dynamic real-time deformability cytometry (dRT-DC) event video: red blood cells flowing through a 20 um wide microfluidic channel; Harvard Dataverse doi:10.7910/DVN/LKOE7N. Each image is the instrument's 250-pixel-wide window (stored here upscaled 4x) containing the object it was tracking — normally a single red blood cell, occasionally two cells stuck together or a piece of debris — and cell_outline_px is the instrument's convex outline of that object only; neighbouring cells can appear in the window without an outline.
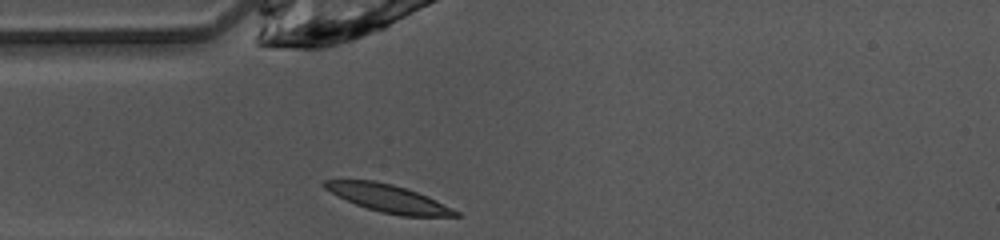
{"species": "common noctule bat (a hibernating species)", "species_latin": "Nyctalus noctula", "temperature_condition": "warm", "stored_images_in_passage": 30, "camera_frame_rate_fps": 3000, "um_per_image_px": 0.085, "animal": {"sex": "female", "body_mass_g": 10.0, "forearm_length_mm": 53.1}, "frame": {"image": 1, "passage_image": 1, "time_ms": 0.0, "image_size_px": [1000, 240], "cell_outline_px": [[460, 216], [400, 216], [380, 212], [356, 204], [324, 188], [320, 184], [324, 180], [376, 180], [392, 184], [428, 196], [460, 212]], "centroid_in_image_um": [33.02, 16.86], "position_along_channel_um": 52.0, "area_um2": 20.81}}
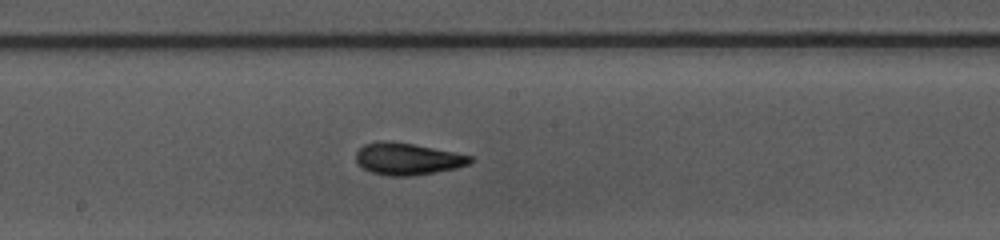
{"frame": {"image": 2, "passage_image": 13, "time_ms": 4.0, "image_size_px": [1000, 240], "cell_outline_px": [[472, 160], [468, 164], [456, 168], [436, 172], [412, 176], [388, 176], [372, 172], [356, 164], [356, 152], [364, 144], [392, 140], [472, 156]], "centroid_in_image_um": [34.6, 13.51], "position_along_channel_um": 213.6, "area_um2": 21.04}}
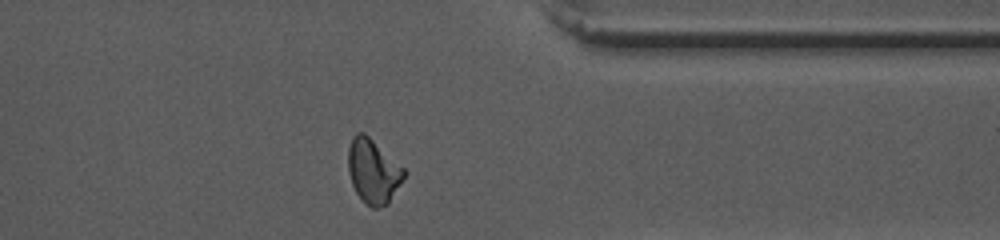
{"frame": {"image": 3, "passage_image": 26, "time_ms": 8.333, "image_size_px": [1000, 240], "cell_outline_px": [[404, 176], [388, 204], [376, 208], [372, 208], [360, 200], [352, 184], [348, 172], [348, 148], [352, 136], [356, 132], [364, 132], [404, 168]], "centroid_in_image_um": [31.68, 14.55], "position_along_channel_um": 379.7, "area_um2": 20.81}, "authors_computed_cell_mechanics": {"area_um2": 20.5479, "velocity_mm_per_s": 4.0917, "shape_relaxation_time_tau1_ms": 7.3303, "shape_relaxation_time_tau2_ms": 2.437, "deformation_change_tau1": 0.2169, "deformation_change_tau2": 0.0889}}